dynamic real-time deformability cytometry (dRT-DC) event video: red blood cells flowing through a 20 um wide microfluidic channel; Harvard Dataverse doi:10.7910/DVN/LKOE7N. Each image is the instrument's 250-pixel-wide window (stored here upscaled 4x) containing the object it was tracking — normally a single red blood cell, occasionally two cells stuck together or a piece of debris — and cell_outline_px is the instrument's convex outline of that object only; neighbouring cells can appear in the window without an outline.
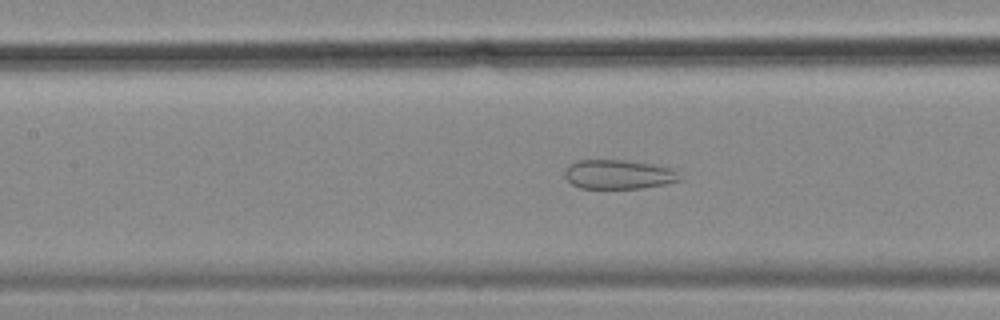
{"species": "common noctule bat (a hibernating species)", "species_latin": "Nyctalus noctula", "temperature_condition": "cold", "stored_images_in_passage": 57, "camera_frame_rate_fps": 3000, "um_per_image_px": 0.085, "animal": {"sex": "female", "body_mass_g": 18.4}, "frame": {"image": 1, "passage_image": 25, "time_ms": 8.0, "image_size_px": [1000, 320], "cell_outline_px": [[680, 180], [664, 184], [644, 188], [580, 188], [572, 184], [564, 176], [564, 168], [568, 164], [576, 160], [624, 160], [652, 164], [672, 168], [680, 176]], "centroid_in_image_um": [52.52, 14.82], "position_along_channel_um": 154.9, "area_um2": 19.65}}
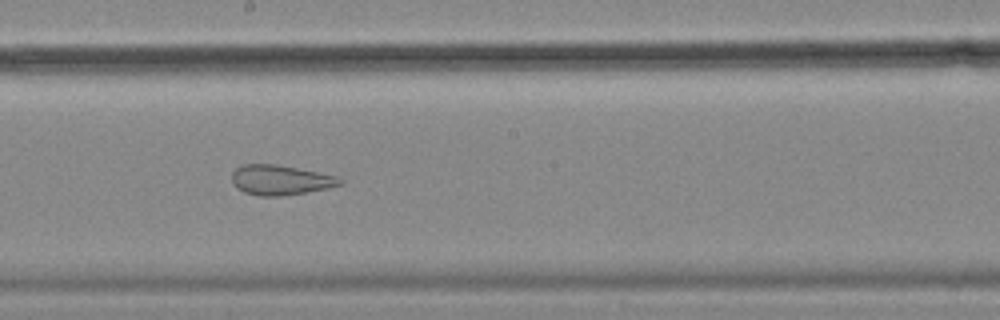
{"frame": {"image": 2, "passage_image": 31, "time_ms": 10.0, "image_size_px": [1000, 320], "cell_outline_px": [[344, 184], [328, 188], [280, 196], [260, 196], [244, 192], [236, 188], [232, 184], [232, 172], [240, 164], [276, 164], [336, 176], [344, 180]], "centroid_in_image_um": [23.8, 15.3], "position_along_channel_um": 224.4, "area_um2": 18.84}}
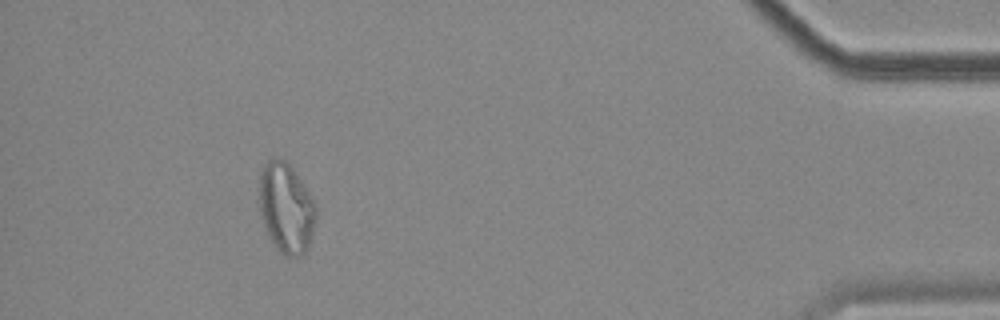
{"frame": {"image": 3, "passage_image": 52, "time_ms": 17.0, "image_size_px": [1000, 320], "cell_outline_px": [[316, 220], [308, 248], [300, 256], [288, 256], [280, 252], [264, 232], [260, 212], [260, 176], [264, 164], [268, 160], [280, 156], [292, 168], [300, 180], [312, 200], [316, 208]], "centroid_in_image_um": [24.3, 17.71], "position_along_channel_um": 410.9, "area_um2": 29.59}, "authors_computed_cell_mechanics": {"area_um2": 27.5128, "velocity_mm_per_s": 3.4881, "shape_relaxation_time_tau1_ms": null, "shape_relaxation_time_tau2_ms": 1.9208, "deformation_change_tau1": null, "deformation_change_tau2": 0.1015}}